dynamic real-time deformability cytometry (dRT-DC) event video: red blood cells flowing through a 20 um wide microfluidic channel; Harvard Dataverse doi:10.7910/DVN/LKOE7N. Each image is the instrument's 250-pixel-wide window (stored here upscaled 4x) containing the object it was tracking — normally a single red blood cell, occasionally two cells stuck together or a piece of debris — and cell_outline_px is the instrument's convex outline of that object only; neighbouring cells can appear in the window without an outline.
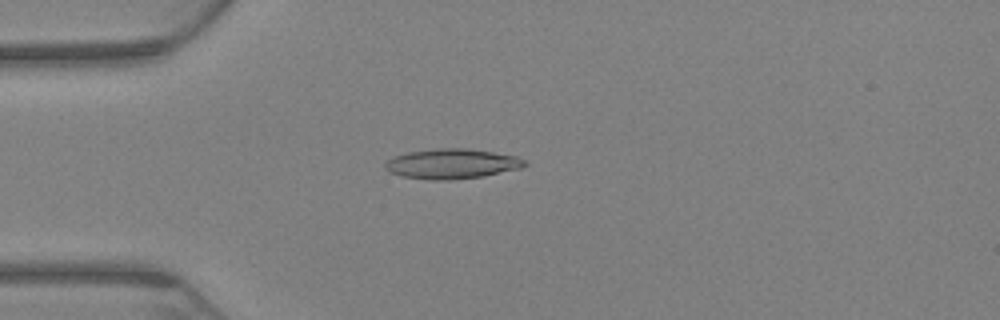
{"species": "Egyptian fruit bat (a non-hibernating species)", "species_latin": "Rousettus aegyptiacus", "temperature_condition": "warm", "stored_images_in_passage": 69, "camera_frame_rate_fps": 3000, "um_per_image_px": 0.085, "animal": {"sex": "female"}, "frame": {"image": 1, "passage_image": 19, "time_ms": 6.0, "image_size_px": [1000, 320], "cell_outline_px": [[528, 164], [520, 168], [484, 176], [452, 180], [428, 180], [400, 176], [388, 172], [384, 168], [384, 164], [392, 156], [408, 152], [436, 148], [468, 148], [516, 156], [524, 160]], "centroid_in_image_um": [38.35, 13.93], "position_along_channel_um": 46.6, "area_um2": 24.57}}
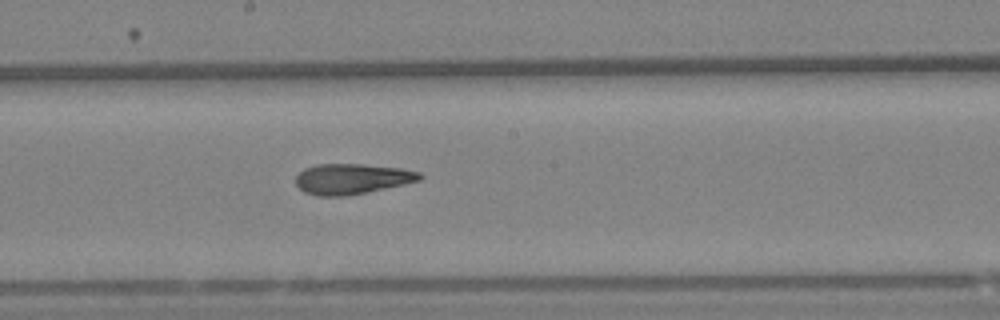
{"frame": {"image": 2, "passage_image": 38, "time_ms": 12.333, "image_size_px": [1000, 320], "cell_outline_px": [[424, 176], [420, 180], [404, 184], [368, 192], [348, 196], [316, 196], [304, 192], [296, 184], [296, 176], [304, 168], [316, 164], [364, 164], [400, 168], [420, 172]], "centroid_in_image_um": [29.91, 15.21], "position_along_channel_um": 218.3, "area_um2": 22.14}}
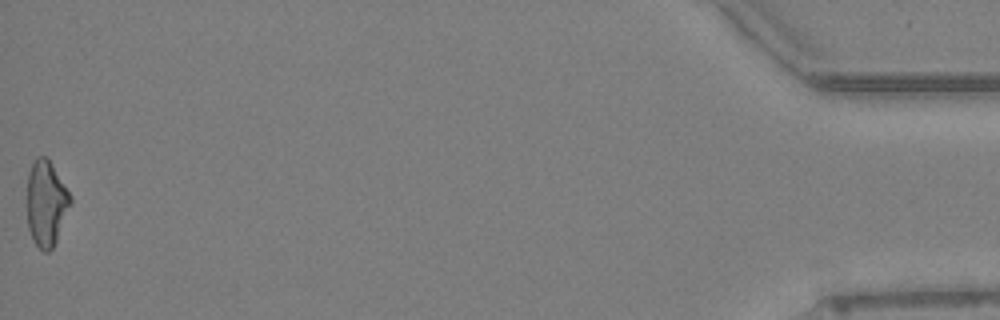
{"frame": {"image": 3, "passage_image": 69, "time_ms": 22.667, "image_size_px": [1000, 320], "cell_outline_px": [[72, 204], [56, 240], [52, 248], [48, 252], [44, 252], [32, 240], [28, 228], [28, 172], [36, 156], [44, 156], [48, 160], [72, 196]], "centroid_in_image_um": [3.94, 17.3], "position_along_channel_um": 431.3, "area_um2": 21.39}, "authors_computed_cell_mechanics": {"area_um2": 22.4264, "velocity_mm_per_s": 3.0008, "shape_relaxation_time_tau1_ms": 9.5801, "shape_relaxation_time_tau2_ms": 4.3381, "deformation_change_tau1": 0.2413, "deformation_change_tau2": 0.141}}